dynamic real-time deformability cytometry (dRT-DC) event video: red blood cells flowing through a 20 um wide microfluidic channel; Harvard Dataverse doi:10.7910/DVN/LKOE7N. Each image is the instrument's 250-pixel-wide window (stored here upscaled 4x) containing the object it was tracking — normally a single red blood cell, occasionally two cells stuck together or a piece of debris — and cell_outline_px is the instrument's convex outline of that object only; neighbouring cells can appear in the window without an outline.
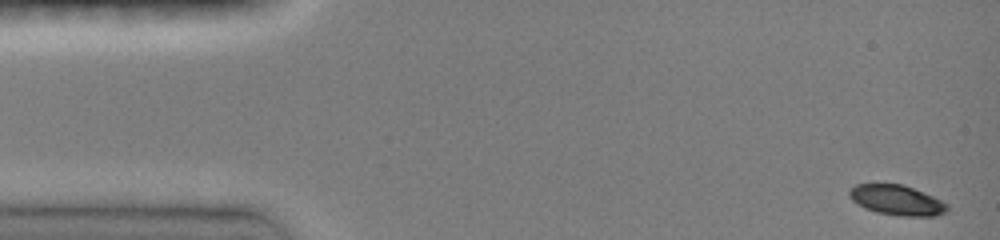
{"species": "common noctule bat (a hibernating species)", "species_latin": "Nyctalus noctula", "temperature_condition": "room temperature", "stored_images_in_passage": 8, "camera_frame_rate_fps": 3000, "um_per_image_px": 0.085, "animal": {"sex": "female", "body_mass_g": 19.0, "forearm_length_mm": 51.5}, "frame": {"image": 1, "passage_image": 1, "time_ms": 0.0, "image_size_px": [1000, 240], "cell_outline_px": [[948, 212], [936, 216], [900, 216], [876, 212], [864, 208], [852, 200], [848, 196], [848, 192], [856, 184], [900, 184], [912, 188], [932, 196], [948, 204]], "centroid_in_image_um": [76.23, 17.03], "position_along_channel_um": 8.8, "area_um2": 17.11}}
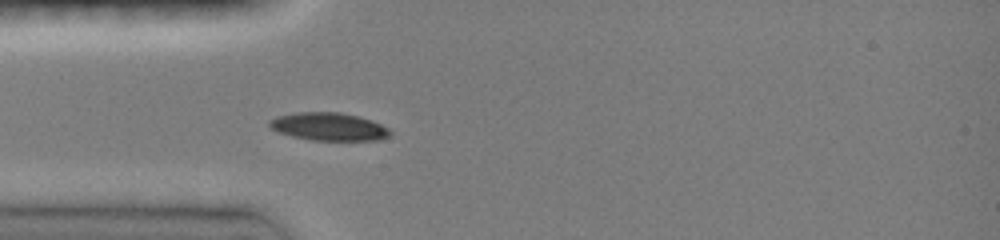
{"frame": {"image": 2, "passage_image": 8, "time_ms": 4.0, "image_size_px": [1000, 240], "cell_outline_px": [[392, 132], [388, 136], [380, 140], [312, 140], [292, 136], [276, 132], [268, 128], [268, 120], [276, 116], [296, 112], [340, 112], [372, 120], [388, 128]], "centroid_in_image_um": [27.88, 10.76], "position_along_channel_um": 57.1, "area_um2": 19.77}}